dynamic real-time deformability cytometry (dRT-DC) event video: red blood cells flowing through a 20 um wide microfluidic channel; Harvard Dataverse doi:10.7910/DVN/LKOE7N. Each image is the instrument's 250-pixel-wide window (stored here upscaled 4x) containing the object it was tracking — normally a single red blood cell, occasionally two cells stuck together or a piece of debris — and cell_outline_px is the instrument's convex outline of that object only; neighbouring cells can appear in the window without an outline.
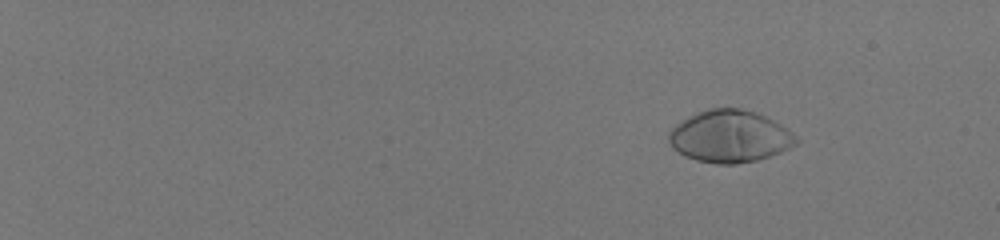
{"species": "human", "species_latin": "Homo sapiens", "temperature_condition": "room temperature", "stored_images_in_passage": 59, "camera_frame_rate_fps": 3000, "um_per_image_px": 0.085, "donor": {"sex": "male"}, "frame": {"image": 1, "passage_image": 10, "time_ms": 3.0, "image_size_px": [1000, 240], "cell_outline_px": [[800, 140], [796, 144], [780, 152], [756, 160], [736, 164], [716, 164], [696, 160], [684, 156], [672, 148], [668, 140], [668, 132], [676, 124], [688, 116], [696, 112], [708, 108], [740, 108], [756, 112], [788, 128]], "centroid_in_image_um": [62.0, 11.59], "position_along_channel_um": 23.0, "area_um2": 38.84}}
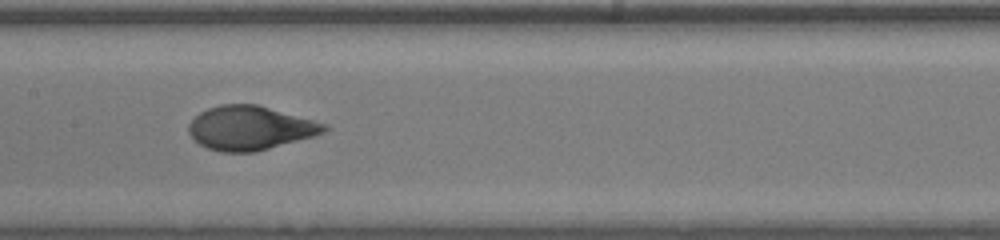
{"frame": {"image": 2, "passage_image": 37, "time_ms": 12.0, "image_size_px": [1000, 240], "cell_outline_px": [[328, 128], [324, 132], [312, 136], [268, 148], [252, 152], [220, 152], [208, 148], [200, 144], [188, 132], [188, 124], [200, 112], [208, 108], [220, 104], [256, 104], [328, 124]], "centroid_in_image_um": [21.23, 10.87], "position_along_channel_um": 186.2, "area_um2": 34.28}}
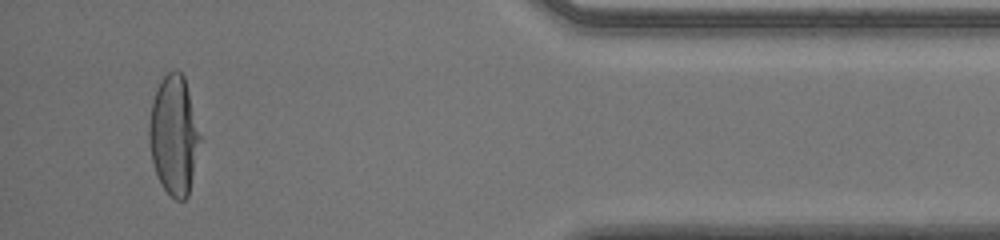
{"frame": {"image": 3, "passage_image": 57, "time_ms": 18.667, "image_size_px": [1000, 240], "cell_outline_px": [[200, 140], [188, 196], [184, 200], [176, 200], [164, 188], [156, 172], [152, 160], [148, 140], [148, 124], [152, 100], [156, 88], [160, 80], [172, 68], [180, 72], [184, 76], [200, 136]], "centroid_in_image_um": [14.75, 11.46], "position_along_channel_um": 420.5, "area_um2": 34.97}, "authors_computed_cell_mechanics": {"area_um2": 35.6048, "velocity_mm_per_s": 4.0145, "shape_relaxation_time_tau1_ms": 3.4115, "shape_relaxation_time_tau2_ms": null, "deformation_change_tau1": 0.2199, "deformation_change_tau2": null}}